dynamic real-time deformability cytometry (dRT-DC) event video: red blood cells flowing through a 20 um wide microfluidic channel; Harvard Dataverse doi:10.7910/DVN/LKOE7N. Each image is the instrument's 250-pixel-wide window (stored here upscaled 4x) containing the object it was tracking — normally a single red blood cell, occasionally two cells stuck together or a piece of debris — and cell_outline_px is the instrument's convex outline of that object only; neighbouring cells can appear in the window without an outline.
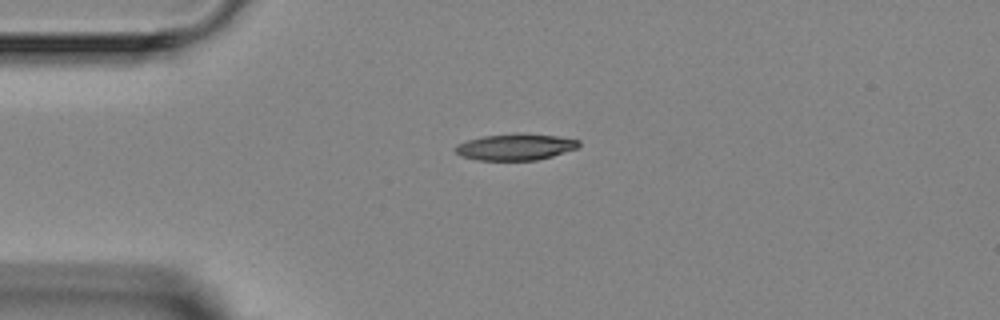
{"species": "Egyptian fruit bat (a non-hibernating species)", "species_latin": "Rousettus aegyptiacus", "temperature_condition": "room temperature", "stored_images_in_passage": 4, "camera_frame_rate_fps": 3000, "um_per_image_px": 0.085, "animal": {"sex": "female"}, "frame": {"image": 1, "passage_image": 1, "time_ms": 0.0, "image_size_px": [1000, 320], "cell_outline_px": [[580, 144], [576, 148], [552, 156], [536, 160], [476, 160], [460, 156], [452, 148], [456, 144], [468, 140], [484, 136], [516, 132], [520, 132], [556, 136], [580, 140]], "centroid_in_image_um": [43.77, 12.48], "position_along_channel_um": 41.2, "area_um2": 19.19}}
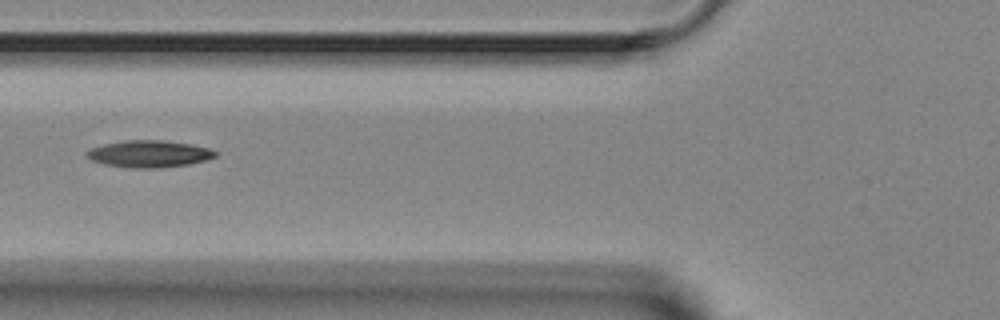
{"frame": {"image": 2, "passage_image": 3, "time_ms": 2.333, "image_size_px": [1000, 320], "cell_outline_px": [[216, 156], [204, 160], [188, 164], [156, 168], [128, 168], [104, 164], [92, 160], [84, 156], [84, 152], [92, 148], [104, 144], [124, 140], [164, 140], [192, 144], [208, 148], [216, 152]], "centroid_in_image_um": [12.62, 13.07], "position_along_channel_um": 113.2, "area_um2": 20.17}}
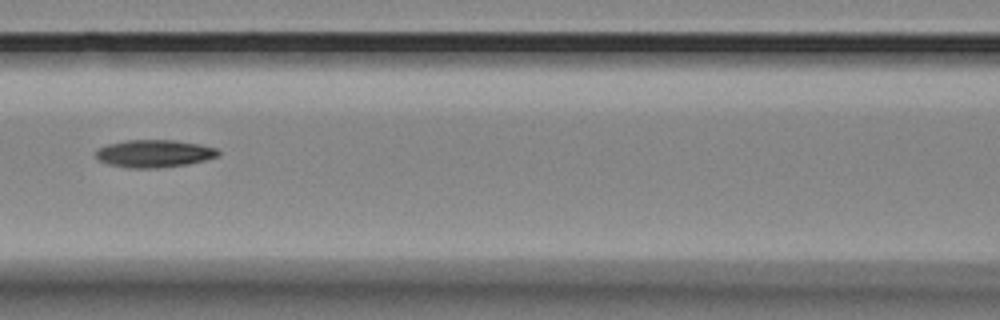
{"frame": {"image": 3, "passage_image": 4, "time_ms": 3.333, "image_size_px": [1000, 320], "cell_outline_px": [[220, 156], [188, 164], [156, 168], [128, 168], [108, 164], [100, 160], [96, 156], [96, 152], [100, 148], [108, 144], [124, 140], [176, 140], [200, 144], [216, 148], [220, 152]], "centroid_in_image_um": [13.14, 13.05], "position_along_channel_um": 153.5, "area_um2": 19.65}}